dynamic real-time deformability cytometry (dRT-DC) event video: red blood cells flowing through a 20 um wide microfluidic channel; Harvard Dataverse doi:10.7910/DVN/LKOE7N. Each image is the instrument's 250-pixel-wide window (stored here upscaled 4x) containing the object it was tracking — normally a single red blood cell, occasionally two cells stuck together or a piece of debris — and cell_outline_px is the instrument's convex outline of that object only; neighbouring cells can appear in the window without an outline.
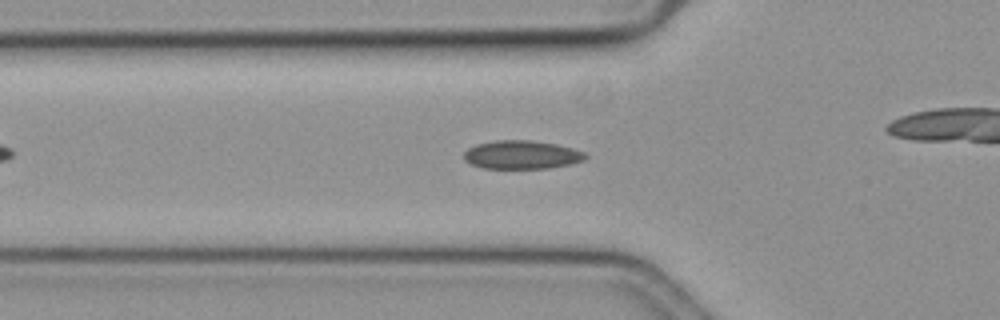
{"species": "common noctule bat (a hibernating species)", "species_latin": "Nyctalus noctula", "temperature_condition": "cold", "stored_images_in_passage": 39, "camera_frame_rate_fps": 3000, "um_per_image_px": 0.085, "animal": {"sex": "female", "body_mass_g": 19.3, "forearm_length_mm": 54.1}, "frame": {"image": 1, "passage_image": 11, "time_ms": 3.333, "image_size_px": [1000, 320], "cell_outline_px": [[588, 156], [584, 160], [572, 164], [548, 168], [484, 168], [472, 164], [464, 160], [464, 152], [468, 148], [476, 144], [496, 140], [532, 140], [556, 144], [572, 148], [584, 152]], "centroid_in_image_um": [44.35, 13.15], "position_along_channel_um": 81.4, "area_um2": 20.17}}
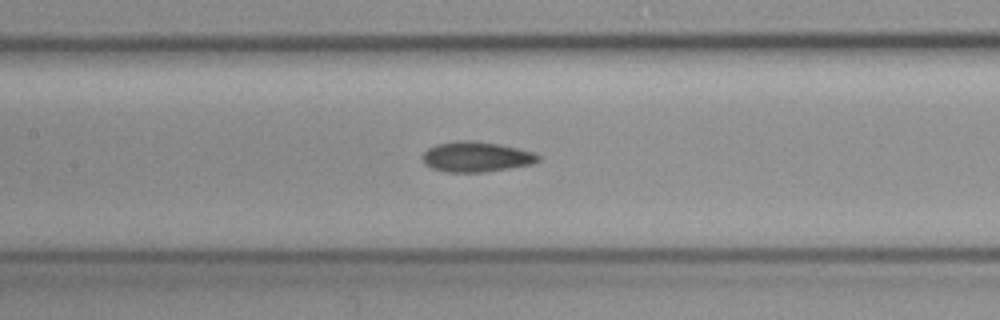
{"frame": {"image": 2, "passage_image": 18, "time_ms": 5.667, "image_size_px": [1000, 320], "cell_outline_px": [[540, 160], [532, 164], [484, 172], [448, 172], [432, 168], [424, 164], [420, 156], [428, 148], [436, 144], [460, 140], [472, 140], [500, 144], [532, 152], [540, 156]], "centroid_in_image_um": [40.44, 13.32], "position_along_channel_um": 167.0, "area_um2": 20.4}}
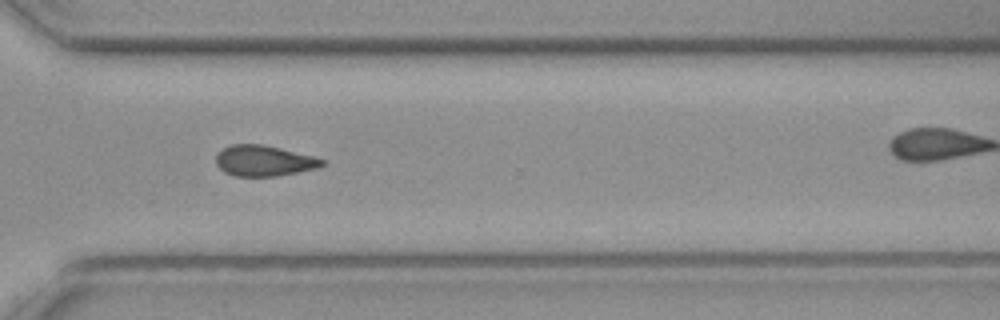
{"frame": {"image": 3, "passage_image": 33, "time_ms": 10.667, "image_size_px": [1000, 320], "cell_outline_px": [[324, 164], [316, 168], [276, 176], [232, 176], [224, 172], [216, 164], [216, 156], [224, 148], [232, 144], [260, 144], [280, 148], [312, 156], [324, 160]], "centroid_in_image_um": [22.39, 13.67], "position_along_channel_um": 348.2, "area_um2": 18.73}}